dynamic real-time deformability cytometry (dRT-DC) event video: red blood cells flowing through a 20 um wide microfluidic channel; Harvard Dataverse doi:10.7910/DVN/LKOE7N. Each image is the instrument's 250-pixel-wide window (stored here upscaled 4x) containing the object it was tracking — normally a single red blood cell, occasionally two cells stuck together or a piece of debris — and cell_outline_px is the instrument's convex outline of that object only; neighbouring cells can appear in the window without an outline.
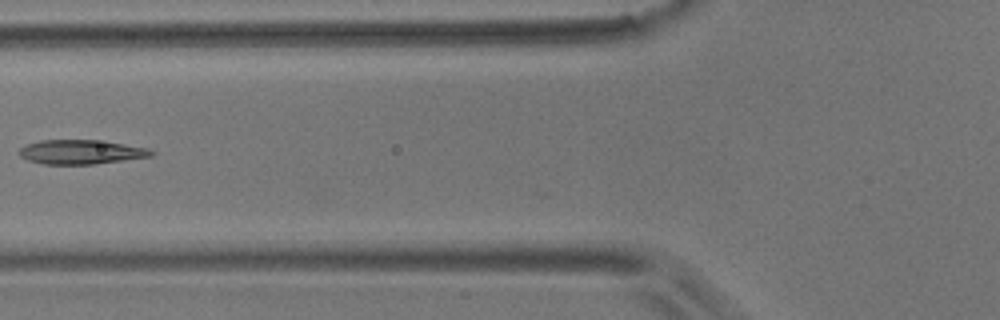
{"species": "common noctule bat (a hibernating species)", "species_latin": "Nyctalus noctula", "temperature_condition": "room temperature", "stored_images_in_passage": 5, "camera_frame_rate_fps": 3000, "um_per_image_px": 0.085, "animal": {"sex": "male", "body_mass_g": 17.9}, "frame": {"image": 1, "passage_image": 4, "time_ms": 1.0, "image_size_px": [1000, 320], "cell_outline_px": [[156, 152], [152, 156], [96, 164], [44, 164], [28, 160], [20, 156], [16, 152], [20, 148], [28, 144], [40, 140], [96, 140], [124, 144], [148, 148]], "centroid_in_image_um": [6.88, 12.92], "position_along_channel_um": 118.9, "area_um2": 18.67}}
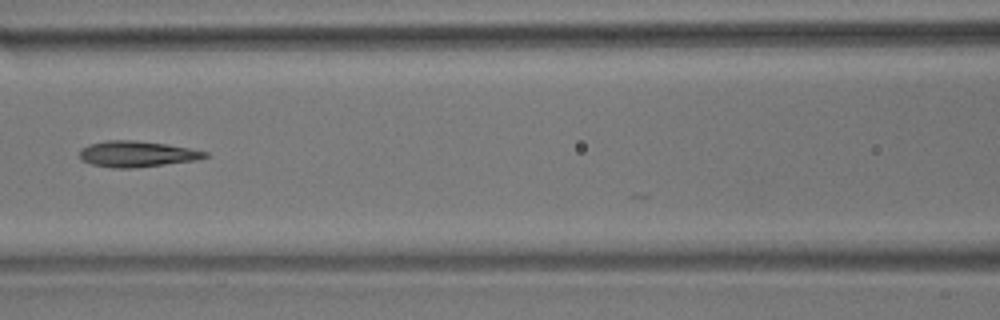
{"frame": {"image": 2, "passage_image": 5, "time_ms": 1.333, "image_size_px": [1000, 320], "cell_outline_px": [[208, 156], [196, 160], [132, 168], [112, 168], [92, 164], [80, 160], [80, 148], [88, 144], [108, 140], [132, 140], [168, 144], [208, 152]], "centroid_in_image_um": [11.59, 13.08], "position_along_channel_um": 155.0, "area_um2": 18.9}}